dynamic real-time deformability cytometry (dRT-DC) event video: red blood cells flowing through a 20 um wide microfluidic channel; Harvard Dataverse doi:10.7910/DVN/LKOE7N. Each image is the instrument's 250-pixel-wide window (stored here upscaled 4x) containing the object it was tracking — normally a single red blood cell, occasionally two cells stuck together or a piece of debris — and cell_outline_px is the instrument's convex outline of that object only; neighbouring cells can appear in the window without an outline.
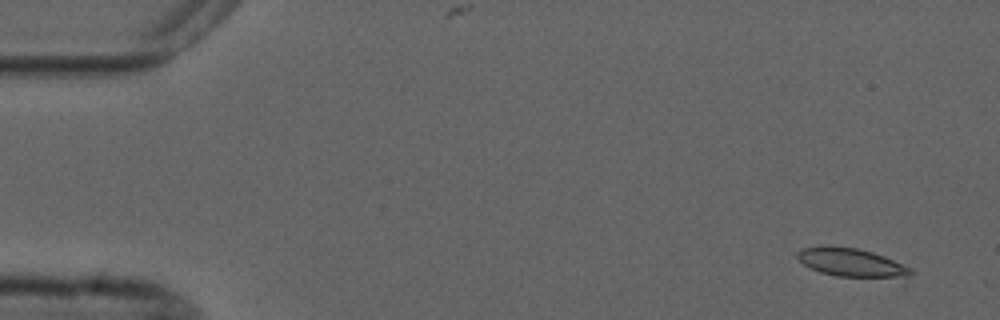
{"species": "common noctule bat (a hibernating species)", "species_latin": "Nyctalus noctula", "temperature_condition": "cold", "stored_images_in_passage": 4, "camera_frame_rate_fps": 3000, "um_per_image_px": 0.085, "animal": {"sex": "male", "forearm_length_mm": 52.5}, "frame": {"image": 1, "passage_image": 1, "time_ms": 0.0, "image_size_px": [1000, 320], "cell_outline_px": [[912, 272], [908, 276], [836, 276], [820, 272], [804, 264], [796, 256], [796, 252], [804, 248], [856, 248], [872, 252], [884, 256], [912, 268]], "centroid_in_image_um": [72.37, 22.32], "position_along_channel_um": 12.6, "area_um2": 17.63}}